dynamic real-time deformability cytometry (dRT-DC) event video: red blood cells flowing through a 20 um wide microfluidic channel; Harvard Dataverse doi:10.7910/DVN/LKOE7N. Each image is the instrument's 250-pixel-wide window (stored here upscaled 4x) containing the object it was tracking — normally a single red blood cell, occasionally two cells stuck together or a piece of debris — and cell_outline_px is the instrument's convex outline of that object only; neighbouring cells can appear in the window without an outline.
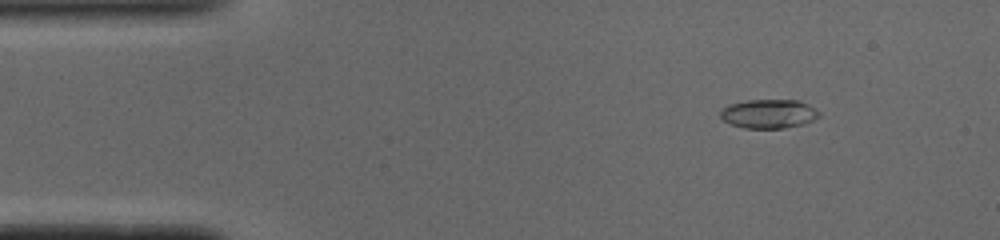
{"species": "common noctule bat (a hibernating species)", "species_latin": "Nyctalus noctula", "temperature_condition": "cold", "stored_images_in_passage": 48, "camera_frame_rate_fps": 3000, "um_per_image_px": 0.085, "animal": {"sex": "male", "body_mass_g": 19.0, "forearm_length_mm": 50.8}, "frame": {"image": 1, "passage_image": 3, "time_ms": 0.667, "image_size_px": [1000, 240], "cell_outline_px": [[820, 116], [804, 124], [784, 128], [744, 128], [728, 124], [720, 116], [720, 112], [728, 104], [748, 100], [796, 100], [808, 104], [820, 112]], "centroid_in_image_um": [65.33, 9.67], "position_along_channel_um": 19.7, "area_um2": 16.7}}
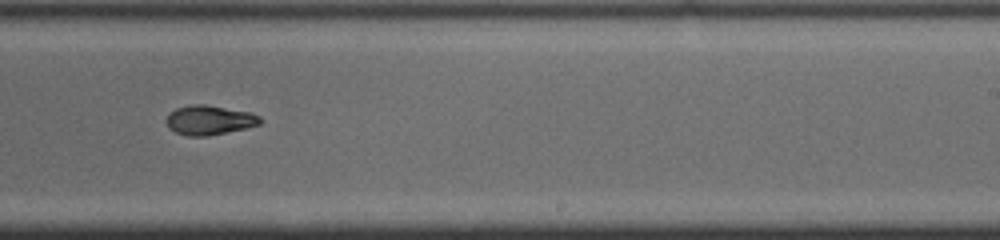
{"frame": {"image": 2, "passage_image": 28, "time_ms": 9.0, "image_size_px": [1000, 240], "cell_outline_px": [[264, 120], [260, 124], [244, 128], [208, 136], [188, 136], [176, 132], [168, 128], [164, 120], [168, 112], [176, 108], [192, 104], [204, 104], [252, 112], [260, 116]], "centroid_in_image_um": [17.77, 10.2], "position_along_channel_um": 271.2, "area_um2": 16.36}}
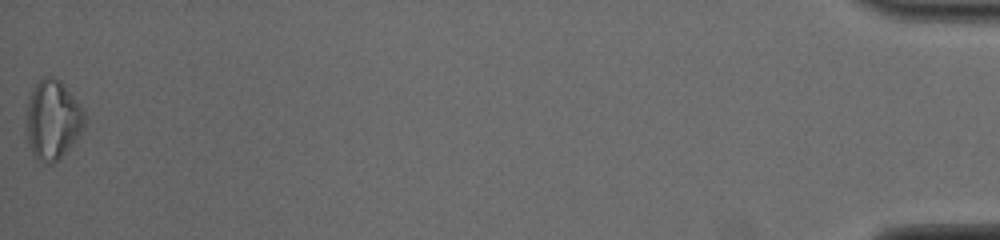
{"frame": {"image": 3, "passage_image": 48, "time_ms": 15.667, "image_size_px": [1000, 240], "cell_outline_px": [[84, 124], [80, 132], [68, 148], [52, 164], [48, 164], [36, 160], [28, 144], [28, 96], [32, 88], [44, 76], [52, 76], [60, 80], [84, 112]], "centroid_in_image_um": [4.45, 10.17], "position_along_channel_um": 430.8, "area_um2": 26.13}, "authors_computed_cell_mechanics": {"area_um2": 16.4441, "velocity_mm_per_s": 3.9155, "shape_relaxation_time_tau1_ms": 6.3754, "shape_relaxation_time_tau2_ms": 4.7091, "deformation_change_tau1": 0.1888, "deformation_change_tau2": 0.0649}}